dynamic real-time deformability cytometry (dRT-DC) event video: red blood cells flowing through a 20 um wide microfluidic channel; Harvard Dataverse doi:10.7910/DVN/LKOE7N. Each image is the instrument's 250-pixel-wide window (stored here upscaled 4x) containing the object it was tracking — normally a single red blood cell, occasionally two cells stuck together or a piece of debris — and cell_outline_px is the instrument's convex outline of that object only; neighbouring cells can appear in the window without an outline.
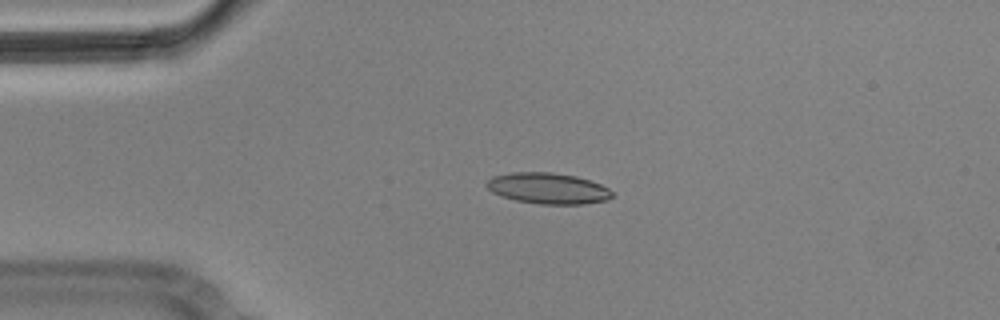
{"species": "Egyptian fruit bat (a non-hibernating species)", "species_latin": "Rousettus aegyptiacus", "temperature_condition": "cold", "stored_images_in_passage": 6, "camera_frame_rate_fps": 3000, "um_per_image_px": 0.085, "animal": {"sex": "male"}, "frame": {"image": 1, "passage_image": 3, "time_ms": 0.667, "image_size_px": [1000, 320], "cell_outline_px": [[612, 196], [608, 200], [580, 204], [540, 204], [516, 200], [492, 192], [484, 184], [492, 176], [512, 172], [552, 172], [576, 176], [600, 184], [608, 188], [612, 192]], "centroid_in_image_um": [46.56, 16.0], "position_along_channel_um": 38.4, "area_um2": 22.54}}